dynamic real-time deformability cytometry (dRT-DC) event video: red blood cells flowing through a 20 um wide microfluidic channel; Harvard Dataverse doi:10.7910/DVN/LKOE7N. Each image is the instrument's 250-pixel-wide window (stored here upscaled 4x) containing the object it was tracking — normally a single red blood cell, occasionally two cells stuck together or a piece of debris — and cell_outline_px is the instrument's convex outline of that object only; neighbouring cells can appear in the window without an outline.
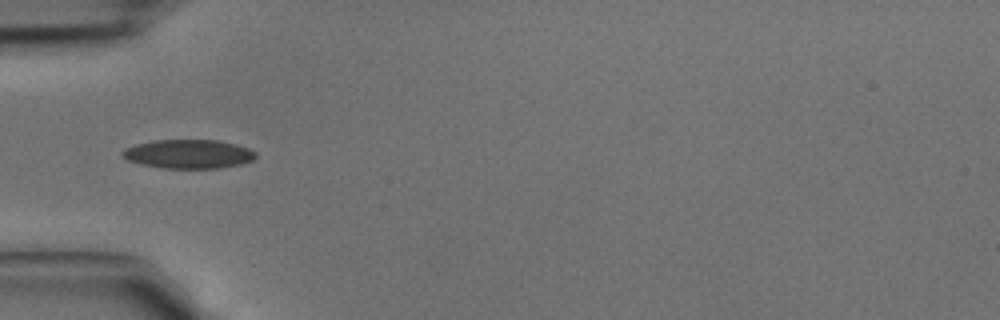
{"species": "common noctule bat (a hibernating species)", "species_latin": "Nyctalus noctula", "temperature_condition": "cold", "stored_images_in_passage": 2, "camera_frame_rate_fps": 3000, "um_per_image_px": 0.085, "animal": {"sex": "male", "body_mass_g": 15.6}, "frame": {"image": 1, "passage_image": 1, "time_ms": 0.0, "image_size_px": [1000, 320], "cell_outline_px": [[256, 156], [252, 160], [240, 164], [220, 168], [164, 168], [140, 164], [128, 160], [120, 152], [124, 148], [136, 144], [156, 140], [216, 140], [236, 144], [248, 148], [256, 152]], "centroid_in_image_um": [16.02, 13.09], "position_along_channel_um": 69.0, "area_um2": 22.37}}